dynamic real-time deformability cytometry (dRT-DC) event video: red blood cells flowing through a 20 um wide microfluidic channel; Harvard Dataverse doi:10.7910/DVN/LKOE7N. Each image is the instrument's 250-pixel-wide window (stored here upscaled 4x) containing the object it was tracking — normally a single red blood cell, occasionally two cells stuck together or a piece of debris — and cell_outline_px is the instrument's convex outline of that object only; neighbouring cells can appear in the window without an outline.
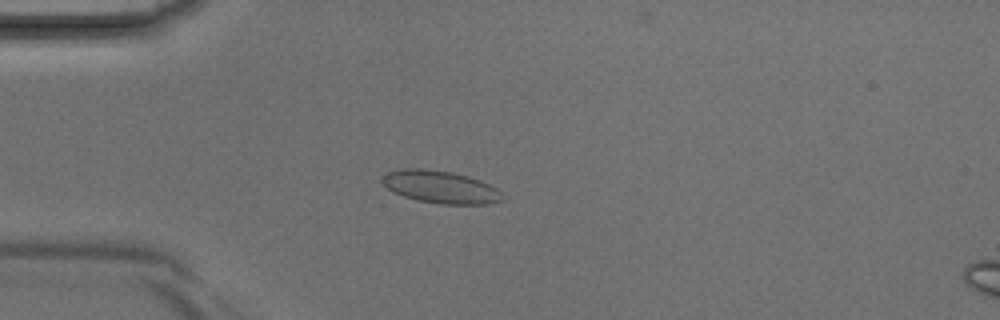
{"species": "Egyptian fruit bat (a non-hibernating species)", "species_latin": "Rousettus aegyptiacus", "temperature_condition": "room temperature", "stored_images_in_passage": 5, "camera_frame_rate_fps": 3000, "um_per_image_px": 0.085, "animal": {"sex": "male"}, "frame": {"image": 1, "passage_image": 4, "time_ms": 1.0, "image_size_px": [1000, 320], "cell_outline_px": [[504, 200], [488, 204], [440, 204], [416, 200], [392, 192], [380, 184], [380, 180], [388, 172], [404, 168], [424, 168], [452, 172], [468, 176], [480, 180], [504, 192]], "centroid_in_image_um": [37.44, 15.9], "position_along_channel_um": 47.6, "area_um2": 23.12}}
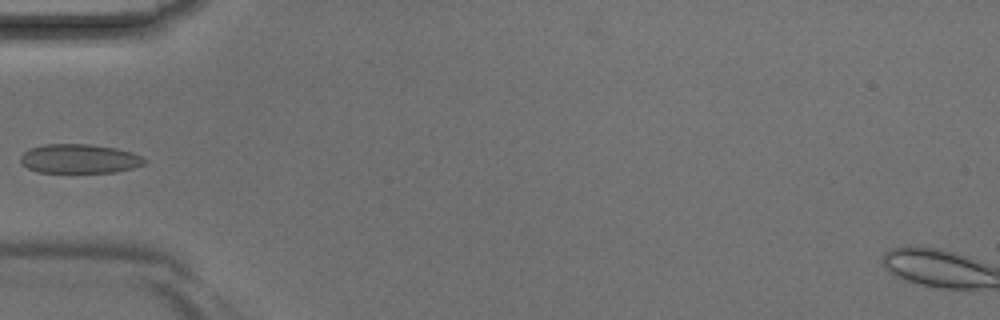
{"frame": {"image": 2, "passage_image": 5, "time_ms": 1.333, "image_size_px": [1000, 320], "cell_outline_px": [[148, 160], [144, 164], [132, 168], [116, 172], [36, 172], [28, 168], [20, 160], [20, 156], [24, 152], [32, 148], [44, 144], [92, 144], [116, 148], [132, 152], [144, 156]], "centroid_in_image_um": [6.8, 13.49], "position_along_channel_um": 78.2, "area_um2": 21.15}}